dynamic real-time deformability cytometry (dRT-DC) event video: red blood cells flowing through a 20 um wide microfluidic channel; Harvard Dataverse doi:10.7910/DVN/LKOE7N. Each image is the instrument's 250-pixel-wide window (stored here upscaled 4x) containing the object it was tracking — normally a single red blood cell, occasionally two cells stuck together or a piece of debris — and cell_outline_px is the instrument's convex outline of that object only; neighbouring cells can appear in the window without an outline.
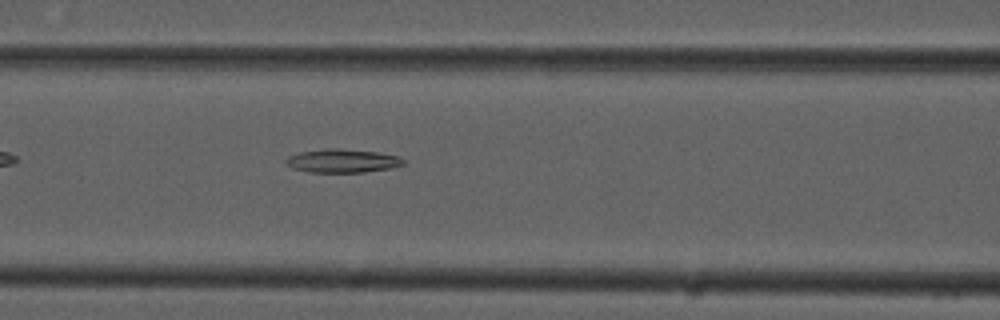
{"species": "common noctule bat (a hibernating species)", "species_latin": "Nyctalus noctula", "temperature_condition": "cold", "stored_images_in_passage": 32, "camera_frame_rate_fps": 3000, "um_per_image_px": 0.085, "animal": {"sex": "male", "forearm_length_mm": 52.5}, "frame": {"image": 1, "passage_image": 6, "time_ms": 1.667, "image_size_px": [1000, 320], "cell_outline_px": [[404, 164], [392, 168], [364, 172], [308, 172], [292, 168], [284, 160], [288, 156], [300, 152], [328, 148], [336, 148], [376, 152], [400, 156], [404, 160]], "centroid_in_image_um": [29.11, 13.67], "position_along_channel_um": 137.5, "area_um2": 16.07}}
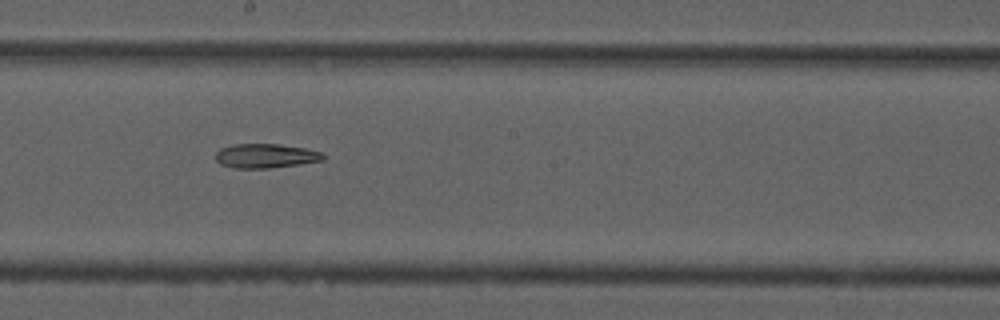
{"frame": {"image": 2, "passage_image": 13, "time_ms": 4.0, "image_size_px": [1000, 320], "cell_outline_px": [[324, 160], [300, 164], [268, 168], [236, 168], [220, 164], [216, 160], [216, 152], [220, 148], [232, 144], [280, 144], [304, 148], [320, 152], [324, 156]], "centroid_in_image_um": [22.55, 13.24], "position_along_channel_um": 225.7, "area_um2": 15.14}}
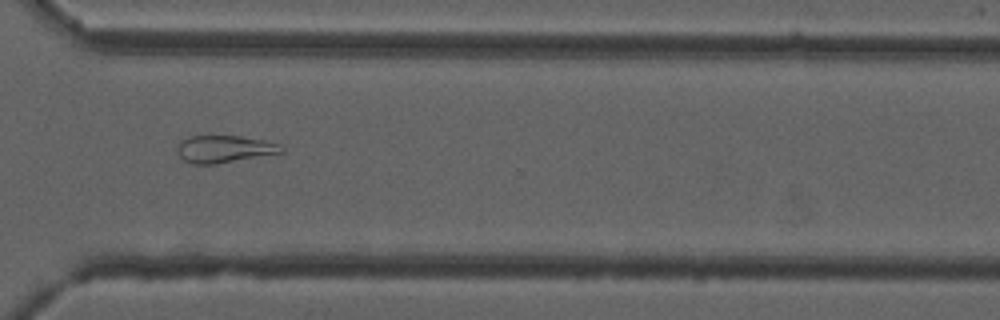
{"frame": {"image": 3, "passage_image": 23, "time_ms": 7.333, "image_size_px": [1000, 320], "cell_outline_px": [[284, 152], [216, 164], [192, 164], [184, 160], [176, 152], [176, 148], [180, 140], [192, 136], [240, 136], [264, 140], [280, 144], [284, 148]], "centroid_in_image_um": [19.05, 12.67], "position_along_channel_um": 351.6, "area_um2": 16.59}}